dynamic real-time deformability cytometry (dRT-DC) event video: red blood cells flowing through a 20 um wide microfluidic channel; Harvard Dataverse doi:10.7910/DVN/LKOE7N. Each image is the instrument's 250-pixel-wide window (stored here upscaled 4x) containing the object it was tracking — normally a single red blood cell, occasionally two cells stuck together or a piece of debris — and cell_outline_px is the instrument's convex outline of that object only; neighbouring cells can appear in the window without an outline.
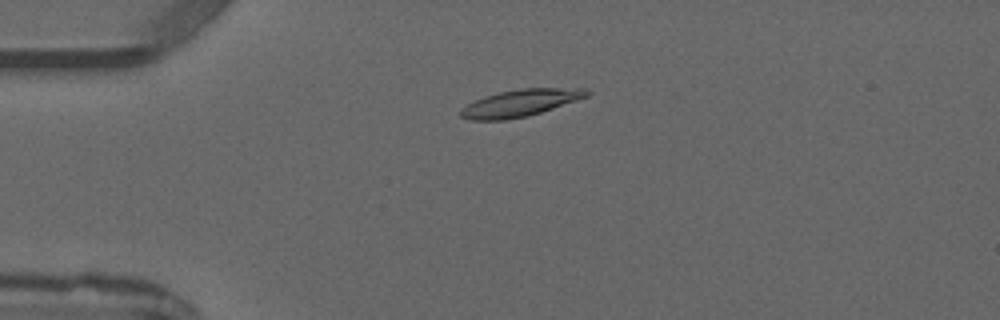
{"species": "common noctule bat (a hibernating species)", "species_latin": "Nyctalus noctula", "temperature_condition": "warm", "stored_images_in_passage": 5, "camera_frame_rate_fps": 3000, "um_per_image_px": 0.085, "animal": {"sex": "male", "forearm_length_mm": 52.5}, "frame": {"image": 1, "passage_image": 3, "time_ms": 2.333, "image_size_px": [1000, 320], "cell_outline_px": [[592, 92], [588, 96], [528, 116], [504, 120], [472, 120], [460, 116], [460, 108], [476, 100], [500, 92], [520, 88], [584, 88]], "centroid_in_image_um": [44.23, 8.75], "position_along_channel_um": 40.8, "area_um2": 19.54}}
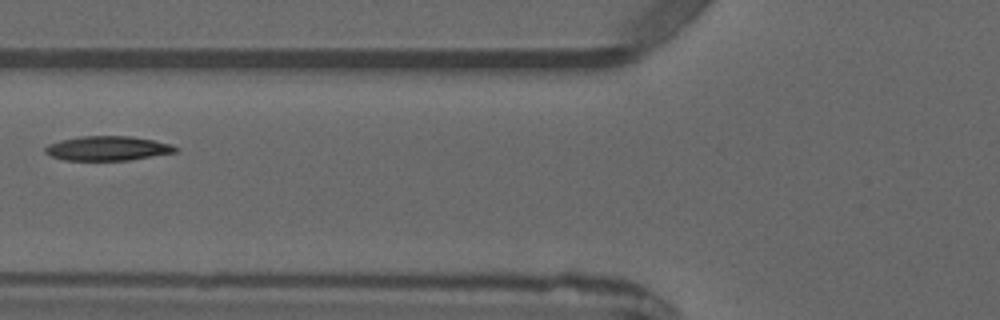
{"frame": {"image": 2, "passage_image": 5, "time_ms": 4.667, "image_size_px": [1000, 320], "cell_outline_px": [[180, 148], [176, 152], [128, 160], [64, 160], [52, 156], [44, 152], [44, 148], [48, 144], [60, 140], [80, 136], [132, 136], [172, 144]], "centroid_in_image_um": [9.14, 12.6], "position_along_channel_um": 116.7, "area_um2": 18.55}}